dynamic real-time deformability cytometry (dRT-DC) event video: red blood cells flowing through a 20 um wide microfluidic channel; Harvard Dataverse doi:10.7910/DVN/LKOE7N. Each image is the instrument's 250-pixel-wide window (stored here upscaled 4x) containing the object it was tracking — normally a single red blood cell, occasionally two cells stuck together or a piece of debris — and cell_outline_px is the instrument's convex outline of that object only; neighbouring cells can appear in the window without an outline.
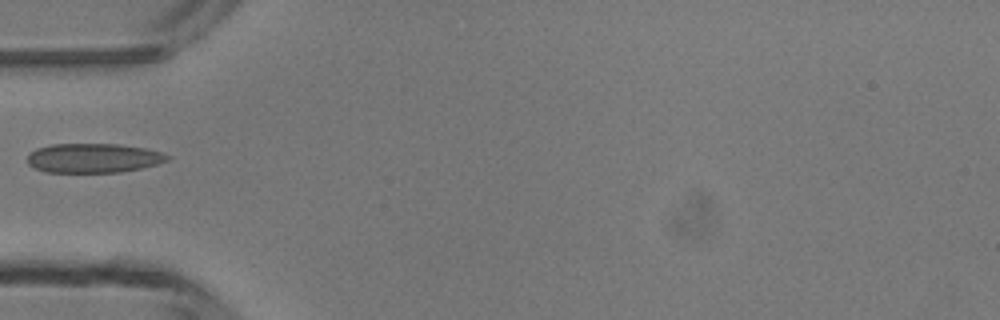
{"species": "common noctule bat (a hibernating species)", "species_latin": "Nyctalus noctula", "temperature_condition": "room temperature", "stored_images_in_passage": 4, "camera_frame_rate_fps": 3000, "um_per_image_px": 0.085, "animal": {"sex": "male", "body_mass_g": 13.3}, "frame": {"image": 1, "passage_image": 4, "time_ms": 4.333, "image_size_px": [1000, 320], "cell_outline_px": [[172, 156], [168, 160], [156, 164], [140, 168], [120, 172], [48, 172], [36, 168], [28, 164], [28, 156], [36, 148], [52, 144], [116, 144], [144, 148], [164, 152]], "centroid_in_image_um": [7.97, 13.43], "position_along_channel_um": 77.0, "area_um2": 23.81}}